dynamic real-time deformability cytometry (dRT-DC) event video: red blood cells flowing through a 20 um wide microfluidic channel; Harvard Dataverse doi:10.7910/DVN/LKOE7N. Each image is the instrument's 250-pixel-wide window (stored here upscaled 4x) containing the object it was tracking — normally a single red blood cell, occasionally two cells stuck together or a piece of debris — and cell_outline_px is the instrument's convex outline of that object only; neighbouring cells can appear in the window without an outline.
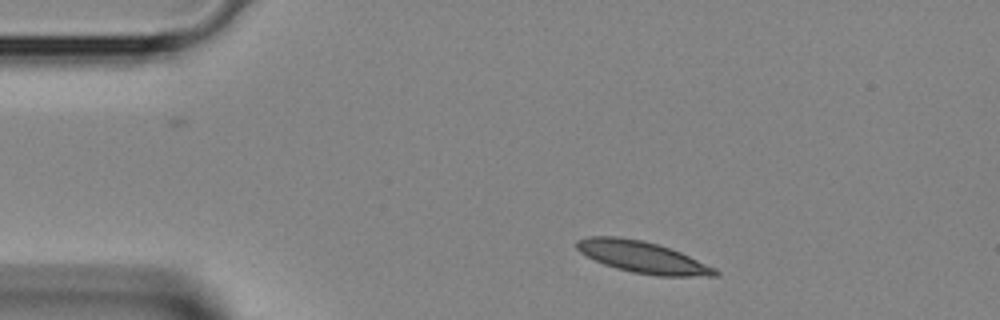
{"species": "Egyptian fruit bat (a non-hibernating species)", "species_latin": "Rousettus aegyptiacus", "temperature_condition": "room temperature", "stored_images_in_passage": 2, "camera_frame_rate_fps": 3000, "um_per_image_px": 0.085, "animal": {"sex": "female"}, "frame": {"image": 1, "passage_image": 1, "time_ms": 0.0, "image_size_px": [1000, 320], "cell_outline_px": [[720, 272], [716, 276], [660, 276], [632, 272], [616, 268], [604, 264], [580, 252], [576, 248], [576, 240], [588, 236], [620, 236], [640, 240], [656, 244], [680, 252], [716, 268]], "centroid_in_image_um": [54.6, 21.85], "position_along_channel_um": 30.4, "area_um2": 25.26}}